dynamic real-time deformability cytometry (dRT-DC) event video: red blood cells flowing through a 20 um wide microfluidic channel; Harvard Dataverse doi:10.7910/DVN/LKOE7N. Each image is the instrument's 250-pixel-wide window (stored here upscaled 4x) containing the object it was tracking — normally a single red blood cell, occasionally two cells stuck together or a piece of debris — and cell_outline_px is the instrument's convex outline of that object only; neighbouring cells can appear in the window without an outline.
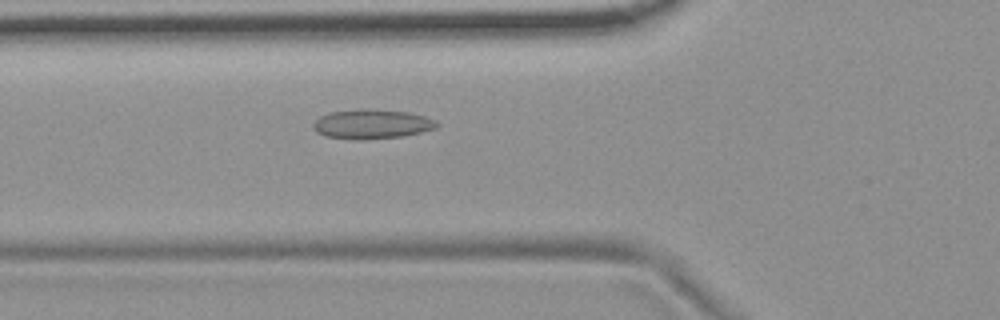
{"species": "common noctule bat (a hibernating species)", "species_latin": "Nyctalus noctula", "temperature_condition": "room temperature", "stored_images_in_passage": 2, "camera_frame_rate_fps": 3000, "um_per_image_px": 0.085, "animal": {"sex": "female", "body_mass_g": 19.9}, "frame": {"image": 1, "passage_image": 2, "time_ms": 0.333, "image_size_px": [1000, 320], "cell_outline_px": [[440, 124], [436, 128], [404, 136], [364, 140], [356, 140], [324, 136], [316, 132], [312, 124], [320, 116], [328, 112], [360, 108], [368, 108], [408, 112], [424, 116], [436, 120]], "centroid_in_image_um": [31.59, 10.54], "position_along_channel_um": 94.2, "area_um2": 21.56}}